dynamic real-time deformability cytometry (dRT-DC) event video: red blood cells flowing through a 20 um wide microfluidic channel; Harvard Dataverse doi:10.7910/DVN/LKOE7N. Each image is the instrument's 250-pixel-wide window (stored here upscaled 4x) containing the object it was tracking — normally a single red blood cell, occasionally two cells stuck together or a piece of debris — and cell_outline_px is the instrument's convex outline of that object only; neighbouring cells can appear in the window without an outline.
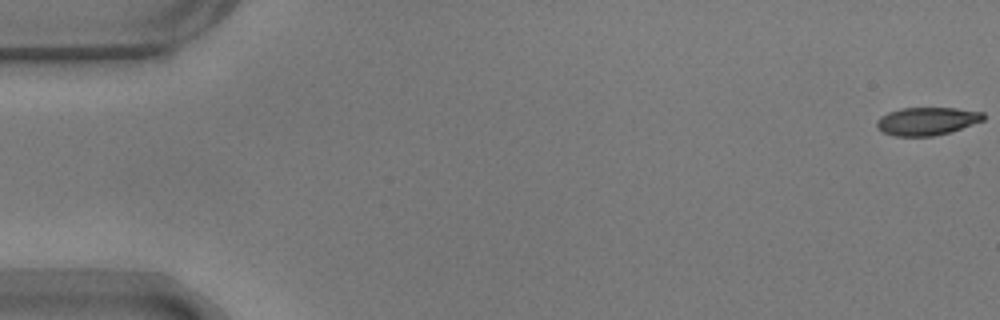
{"species": "common noctule bat (a hibernating species)", "species_latin": "Nyctalus noctula", "temperature_condition": "warm", "stored_images_in_passage": 55, "camera_frame_rate_fps": 3000, "um_per_image_px": 0.085, "animal": {"sex": "male", "body_mass_g": 17.9}, "frame": {"image": 1, "passage_image": 1, "time_ms": 0.0, "image_size_px": [1000, 320], "cell_outline_px": [[984, 120], [948, 132], [932, 136], [896, 136], [884, 132], [876, 128], [876, 120], [880, 116], [888, 112], [900, 108], [956, 108], [984, 112]], "centroid_in_image_um": [78.75, 10.29], "position_along_channel_um": 6.3, "area_um2": 17.28}}
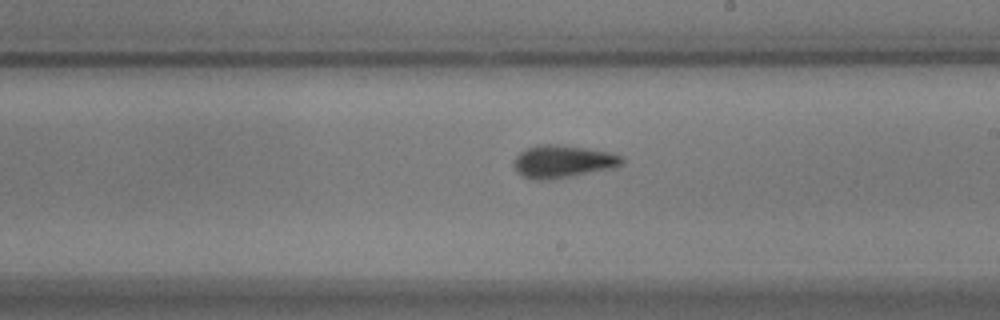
{"frame": {"image": 2, "passage_image": 32, "time_ms": 10.333, "image_size_px": [1000, 320], "cell_outline_px": [[624, 164], [616, 168], [568, 176], [540, 180], [524, 176], [516, 172], [512, 164], [516, 156], [520, 152], [528, 148], [540, 144], [556, 144], [584, 148], [608, 152], [624, 156]], "centroid_in_image_um": [47.86, 13.72], "position_along_channel_um": 241.1, "area_um2": 20.35}}
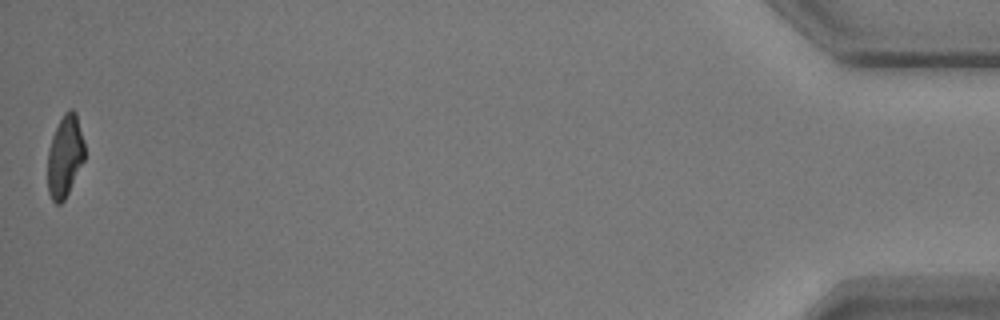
{"frame": {"image": 3, "passage_image": 55, "time_ms": 18.0, "image_size_px": [1000, 320], "cell_outline_px": [[84, 160], [64, 200], [60, 204], [56, 204], [52, 200], [48, 192], [48, 148], [52, 136], [64, 112], [68, 108], [72, 108], [76, 112], [84, 140]], "centroid_in_image_um": [5.51, 13.25], "position_along_channel_um": 429.7, "area_um2": 17.63}, "authors_computed_cell_mechanics": {"area_um2": 19.0162, "velocity_mm_per_s": 3.6863, "shape_relaxation_time_tau1_ms": 4.1274, "shape_relaxation_time_tau2_ms": 2.0794, "deformation_change_tau1": 0.1537, "deformation_change_tau2": 0.0823}}